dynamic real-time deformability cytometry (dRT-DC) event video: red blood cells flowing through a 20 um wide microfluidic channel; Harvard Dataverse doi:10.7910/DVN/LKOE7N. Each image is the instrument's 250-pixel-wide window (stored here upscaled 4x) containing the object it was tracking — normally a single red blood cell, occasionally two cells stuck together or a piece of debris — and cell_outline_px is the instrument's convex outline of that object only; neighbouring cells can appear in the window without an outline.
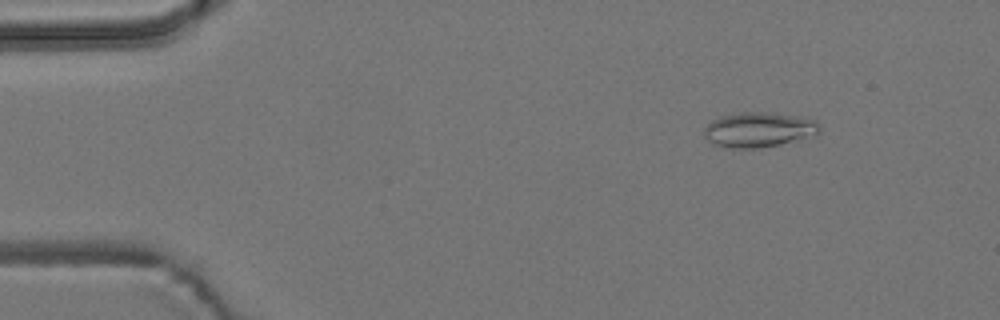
{"species": "common noctule bat (a hibernating species)", "species_latin": "Nyctalus noctula", "temperature_condition": "room temperature", "stored_images_in_passage": 53, "camera_frame_rate_fps": 3000, "um_per_image_px": 0.085, "animal": {"sex": "male", "body_mass_g": 19.2, "forearm_length_mm": 51.8}, "frame": {"image": 1, "passage_image": 5, "time_ms": 1.333, "image_size_px": [1000, 320], "cell_outline_px": [[820, 132], [816, 136], [780, 144], [760, 148], [728, 148], [712, 144], [704, 136], [704, 128], [712, 120], [720, 116], [740, 112], [764, 112], [796, 116], [812, 120], [820, 124]], "centroid_in_image_um": [64.48, 11.03], "position_along_channel_um": 20.5, "area_um2": 23.64}}
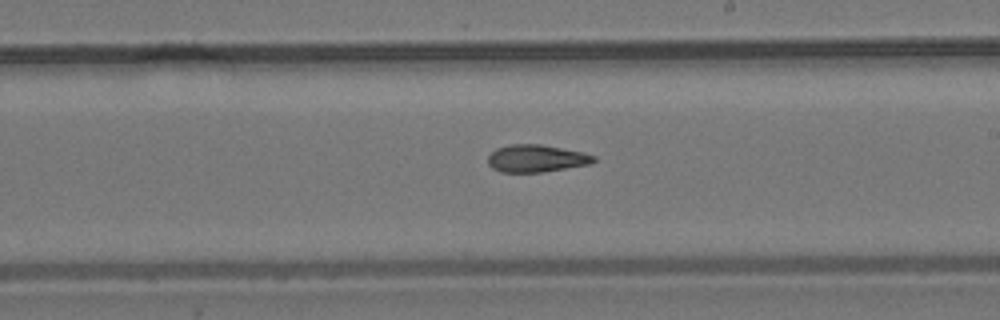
{"frame": {"image": 2, "passage_image": 30, "time_ms": 9.667, "image_size_px": [1000, 320], "cell_outline_px": [[596, 160], [592, 164], [544, 172], [500, 172], [492, 168], [488, 164], [488, 156], [496, 148], [508, 144], [540, 144], [584, 152], [596, 156]], "centroid_in_image_um": [45.6, 13.47], "position_along_channel_um": 243.4, "area_um2": 17.11}}
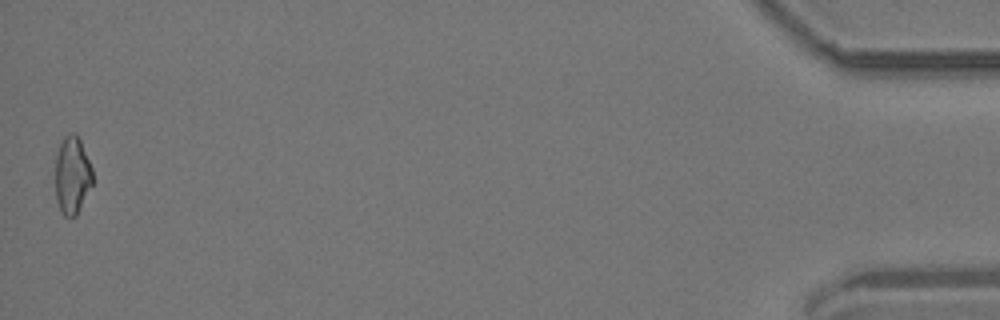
{"frame": {"image": 3, "passage_image": 53, "time_ms": 17.333, "image_size_px": [1000, 320], "cell_outline_px": [[92, 184], [76, 216], [64, 216], [56, 200], [56, 156], [60, 144], [64, 136], [68, 132], [76, 132], [80, 140], [92, 168]], "centroid_in_image_um": [6.14, 14.86], "position_along_channel_um": 429.1, "area_um2": 16.7}, "authors_computed_cell_mechanics": {"area_um2": 17.2822, "velocity_mm_per_s": 3.7116, "shape_relaxation_time_tau1_ms": null, "shape_relaxation_time_tau2_ms": 5.2391, "deformation_change_tau1": null, "deformation_change_tau2": 0.1379}}